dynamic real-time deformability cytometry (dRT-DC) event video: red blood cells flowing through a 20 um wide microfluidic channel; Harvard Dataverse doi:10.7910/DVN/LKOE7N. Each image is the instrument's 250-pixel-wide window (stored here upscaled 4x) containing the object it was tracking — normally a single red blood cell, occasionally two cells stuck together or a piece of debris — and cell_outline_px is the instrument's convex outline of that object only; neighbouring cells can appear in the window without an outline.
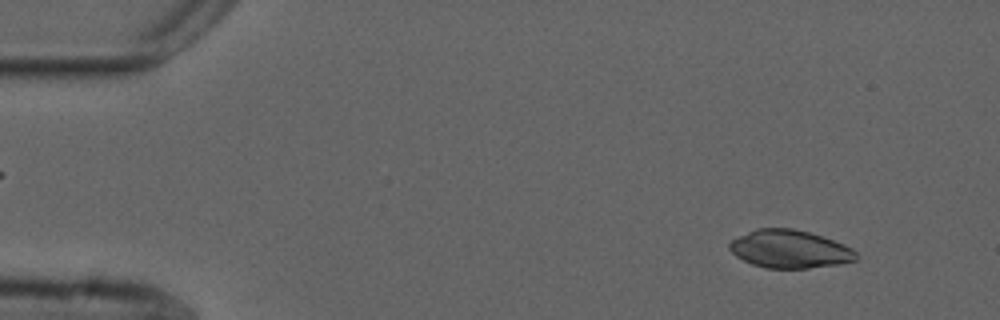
{"species": "common noctule bat (a hibernating species)", "species_latin": "Nyctalus noctula", "temperature_condition": "cold", "stored_images_in_passage": 54, "camera_frame_rate_fps": 3000, "um_per_image_px": 0.085, "animal": {"sex": "male", "forearm_length_mm": 52.5}, "frame": {"image": 1, "passage_image": 5, "time_ms": 1.333, "image_size_px": [1000, 320], "cell_outline_px": [[856, 260], [840, 264], [808, 268], [764, 268], [752, 264], [736, 256], [728, 248], [728, 244], [732, 240], [756, 228], [792, 228], [824, 236], [844, 244], [852, 248], [856, 252]], "centroid_in_image_um": [67.13, 21.17], "position_along_channel_um": 17.9, "area_um2": 28.03}}